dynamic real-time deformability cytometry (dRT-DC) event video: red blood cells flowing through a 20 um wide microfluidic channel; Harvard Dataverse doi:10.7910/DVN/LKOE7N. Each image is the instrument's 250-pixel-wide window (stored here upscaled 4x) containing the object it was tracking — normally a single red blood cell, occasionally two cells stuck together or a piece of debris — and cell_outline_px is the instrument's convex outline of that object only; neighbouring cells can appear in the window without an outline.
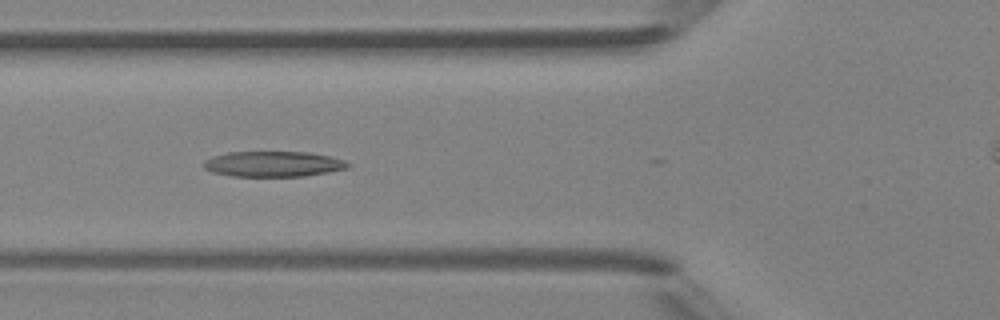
{"species": "Egyptian fruit bat (a non-hibernating species)", "species_latin": "Rousettus aegyptiacus", "temperature_condition": "room temperature", "stored_images_in_passage": 4, "camera_frame_rate_fps": 3000, "um_per_image_px": 0.085, "animal": {"sex": "female"}, "frame": {"image": 1, "passage_image": 4, "time_ms": 3.333, "image_size_px": [1000, 320], "cell_outline_px": [[352, 164], [348, 168], [328, 172], [304, 176], [232, 176], [212, 172], [204, 168], [204, 160], [212, 156], [228, 152], [308, 152], [328, 156], [344, 160]], "centroid_in_image_um": [23.22, 13.94], "position_along_channel_um": 102.6, "area_um2": 21.39}}